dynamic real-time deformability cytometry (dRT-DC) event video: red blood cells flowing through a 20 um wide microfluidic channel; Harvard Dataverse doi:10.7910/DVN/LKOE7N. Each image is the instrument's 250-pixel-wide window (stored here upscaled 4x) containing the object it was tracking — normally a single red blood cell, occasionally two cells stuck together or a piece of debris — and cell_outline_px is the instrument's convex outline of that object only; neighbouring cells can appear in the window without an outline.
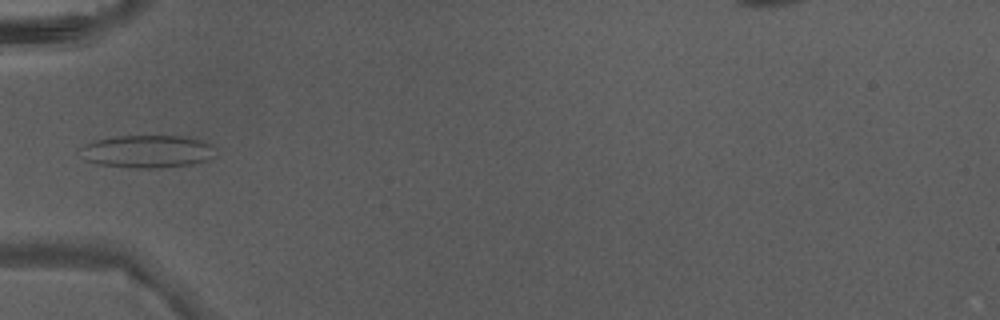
{"species": "Egyptian fruit bat (a non-hibernating species)", "species_latin": "Rousettus aegyptiacus", "temperature_condition": "warm", "stored_images_in_passage": 5, "camera_frame_rate_fps": 3000, "um_per_image_px": 0.085, "animal": {"sex": "male"}, "frame": {"image": 1, "passage_image": 5, "time_ms": 1.333, "image_size_px": [1000, 320], "cell_outline_px": [[216, 156], [208, 160], [192, 164], [160, 168], [136, 168], [100, 164], [84, 160], [80, 148], [84, 144], [96, 140], [116, 136], [184, 136], [212, 144], [216, 148]], "centroid_in_image_um": [12.56, 12.87], "position_along_channel_um": 72.4, "area_um2": 25.89}}